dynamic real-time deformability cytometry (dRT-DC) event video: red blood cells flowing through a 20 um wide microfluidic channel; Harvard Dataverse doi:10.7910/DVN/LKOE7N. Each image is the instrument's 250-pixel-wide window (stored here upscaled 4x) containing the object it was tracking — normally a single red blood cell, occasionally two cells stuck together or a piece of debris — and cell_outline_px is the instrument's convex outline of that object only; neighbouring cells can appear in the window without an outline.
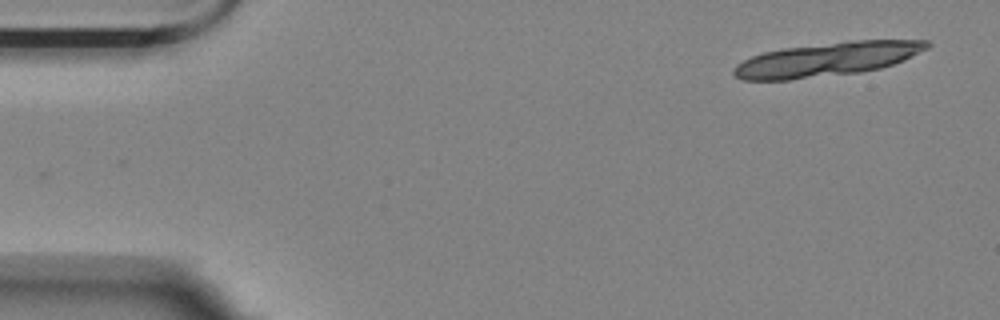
{"species": "Egyptian fruit bat (a non-hibernating species)", "species_latin": "Rousettus aegyptiacus", "temperature_condition": "room temperature", "stored_images_in_passage": 6, "camera_frame_rate_fps": 3000, "um_per_image_px": 0.085, "animal": {"sex": "female"}, "frame": {"image": 1, "passage_image": 6, "time_ms": 1.667, "image_size_px": [1000, 320], "cell_outline_px": [[932, 44], [928, 48], [904, 60], [880, 68], [860, 72], [788, 80], [744, 80], [736, 76], [732, 72], [732, 68], [736, 64], [752, 56], [764, 52], [780, 48], [848, 40], [928, 40]], "centroid_in_image_um": [70.29, 5.03], "position_along_channel_um": 14.7, "area_um2": 38.26}}